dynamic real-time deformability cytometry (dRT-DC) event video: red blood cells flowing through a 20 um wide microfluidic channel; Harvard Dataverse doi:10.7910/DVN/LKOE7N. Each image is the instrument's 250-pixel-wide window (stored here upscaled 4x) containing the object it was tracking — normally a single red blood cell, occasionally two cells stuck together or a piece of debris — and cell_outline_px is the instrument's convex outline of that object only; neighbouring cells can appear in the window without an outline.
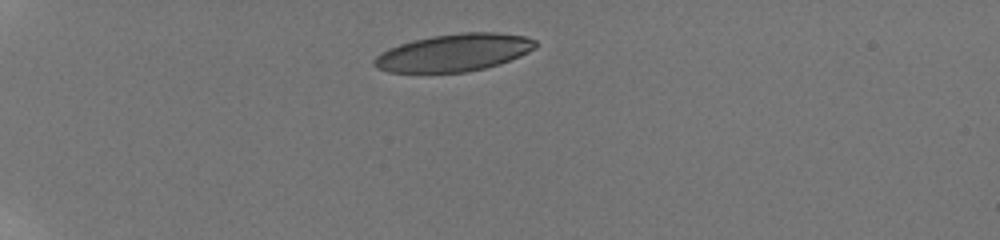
{"species": "human", "species_latin": "Homo sapiens", "temperature_condition": "room temperature", "stored_images_in_passage": 40, "camera_frame_rate_fps": 3000, "um_per_image_px": 0.085, "donor": {"sex": "male"}, "frame": {"image": 1, "passage_image": 1, "time_ms": 0.0, "image_size_px": [1000, 240], "cell_outline_px": [[536, 48], [520, 56], [484, 68], [468, 72], [388, 72], [376, 68], [372, 64], [372, 60], [380, 52], [388, 48], [400, 44], [432, 36], [460, 32], [496, 32], [524, 36], [536, 40]], "centroid_in_image_um": [38.55, 4.47], "position_along_channel_um": 46.4, "area_um2": 35.08}}
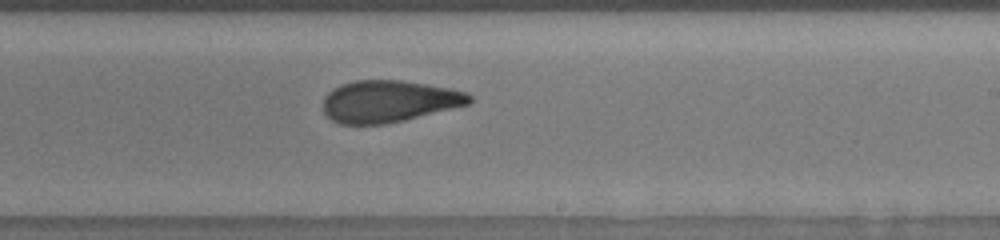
{"frame": {"image": 2, "passage_image": 26, "time_ms": 7.0, "image_size_px": [1000, 240], "cell_outline_px": [[472, 100], [468, 104], [404, 120], [384, 124], [340, 124], [332, 120], [324, 112], [324, 96], [332, 88], [340, 84], [356, 80], [400, 80], [448, 88], [468, 92], [472, 96]], "centroid_in_image_um": [33.02, 8.6], "position_along_channel_um": 256.0, "area_um2": 35.49}}
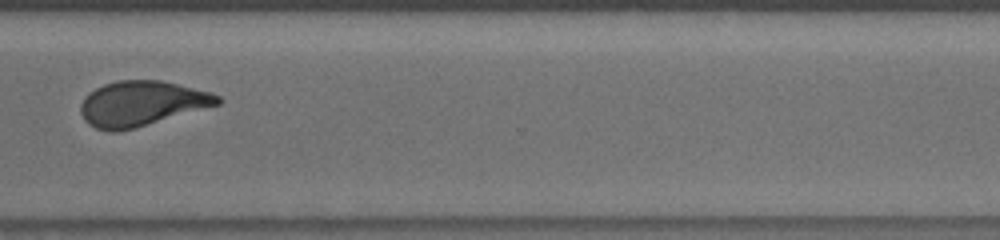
{"frame": {"image": 3, "passage_image": 34, "time_ms": 9.667, "image_size_px": [1000, 240], "cell_outline_px": [[224, 100], [220, 104], [136, 128], [116, 132], [112, 132], [96, 128], [88, 124], [84, 120], [80, 112], [80, 104], [96, 88], [104, 84], [120, 80], [160, 80], [212, 92], [220, 96]], "centroid_in_image_um": [12.07, 8.81], "position_along_channel_um": 358.5, "area_um2": 35.89}, "authors_computed_cell_mechanics": {"area_um2": 36.4429, "velocity_mm_per_s": 3.8323, "shape_relaxation_time_tau1_ms": 8.5614, "shape_relaxation_time_tau2_ms": 1.9787, "deformation_change_tau1": 0.2167, "deformation_change_tau2": 0.1031}}